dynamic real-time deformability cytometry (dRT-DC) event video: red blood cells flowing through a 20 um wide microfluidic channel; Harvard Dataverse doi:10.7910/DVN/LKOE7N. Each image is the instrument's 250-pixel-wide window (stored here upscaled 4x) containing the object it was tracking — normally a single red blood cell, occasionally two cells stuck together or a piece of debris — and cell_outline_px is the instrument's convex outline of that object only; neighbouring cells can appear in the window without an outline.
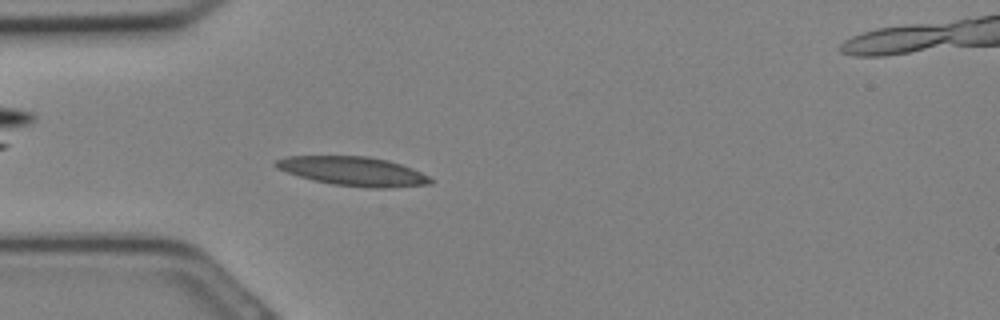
{"species": "Egyptian fruit bat (a non-hibernating species)", "species_latin": "Rousettus aegyptiacus", "temperature_condition": "cold", "stored_images_in_passage": 14, "camera_frame_rate_fps": 3000, "um_per_image_px": 0.085, "animal": {"sex": "female"}, "frame": {"image": 1, "passage_image": 4, "time_ms": 1.0, "image_size_px": [1000, 320], "cell_outline_px": [[436, 180], [432, 184], [392, 188], [368, 188], [332, 184], [312, 180], [276, 168], [272, 164], [276, 160], [288, 156], [368, 156], [388, 160], [412, 168]], "centroid_in_image_um": [30.06, 14.56], "position_along_channel_um": 54.9, "area_um2": 26.36}}
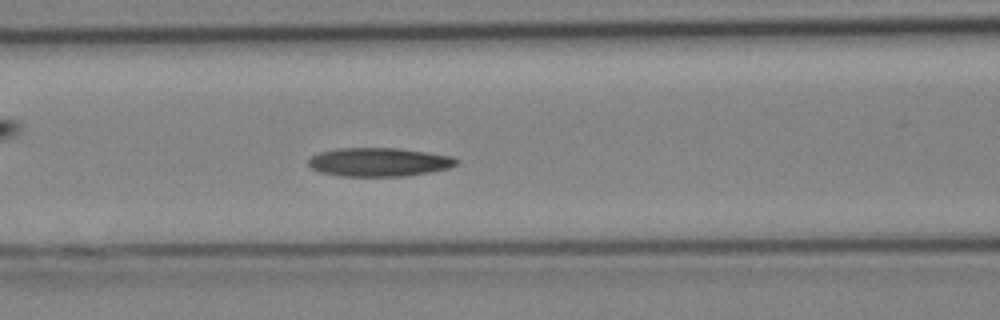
{"frame": {"image": 2, "passage_image": 8, "time_ms": 2.333, "image_size_px": [1000, 320], "cell_outline_px": [[460, 160], [456, 164], [448, 168], [428, 172], [404, 176], [340, 176], [320, 172], [312, 168], [308, 164], [308, 160], [312, 156], [320, 152], [340, 148], [400, 148], [452, 156]], "centroid_in_image_um": [32.21, 13.77], "position_along_channel_um": 134.4, "area_um2": 24.62}}
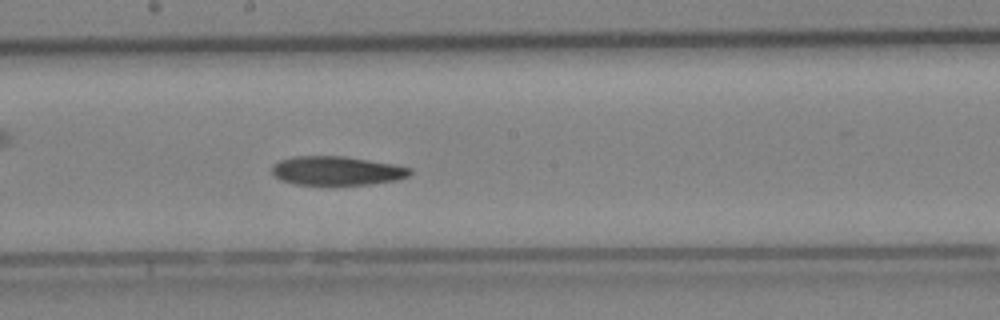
{"frame": {"image": 3, "passage_image": 12, "time_ms": 3.667, "image_size_px": [1000, 320], "cell_outline_px": [[412, 172], [408, 176], [400, 180], [372, 184], [332, 188], [296, 184], [280, 180], [272, 172], [272, 164], [280, 160], [296, 156], [344, 156], [396, 164], [412, 168]], "centroid_in_image_um": [28.66, 14.56], "position_along_channel_um": 219.5, "area_um2": 24.45}}